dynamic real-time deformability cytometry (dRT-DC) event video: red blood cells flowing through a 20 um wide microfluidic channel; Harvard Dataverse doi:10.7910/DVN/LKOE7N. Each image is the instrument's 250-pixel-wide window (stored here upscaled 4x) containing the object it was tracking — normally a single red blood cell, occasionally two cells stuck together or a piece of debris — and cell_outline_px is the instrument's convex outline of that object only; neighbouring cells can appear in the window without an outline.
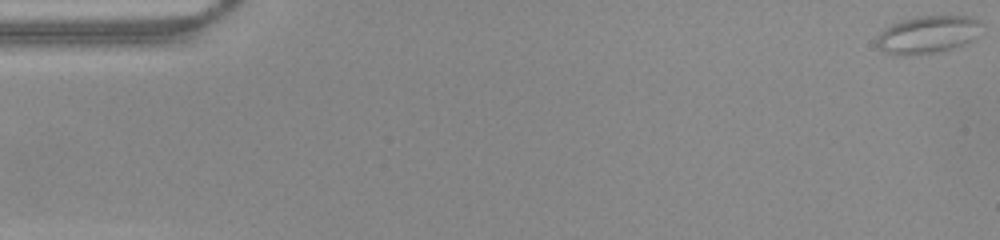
{"species": "common noctule bat (a hibernating species)", "species_latin": "Nyctalus noctula", "temperature_condition": "warm", "stored_images_in_passage": 52, "camera_frame_rate_fps": 3000, "um_per_image_px": 0.085, "animal": {"sex": "female", "body_mass_g": 22.0, "forearm_length_mm": 56.7}, "frame": {"image": 1, "passage_image": 1, "time_ms": 0.0, "image_size_px": [1000, 240], "cell_outline_px": [[984, 24], [980, 36], [968, 44], [936, 52], [916, 56], [892, 56], [884, 52], [876, 44], [876, 36], [884, 28], [892, 24], [916, 16], [968, 16], [980, 20]], "centroid_in_image_um": [78.9, 2.96], "position_along_channel_um": 6.1, "area_um2": 23.81}}
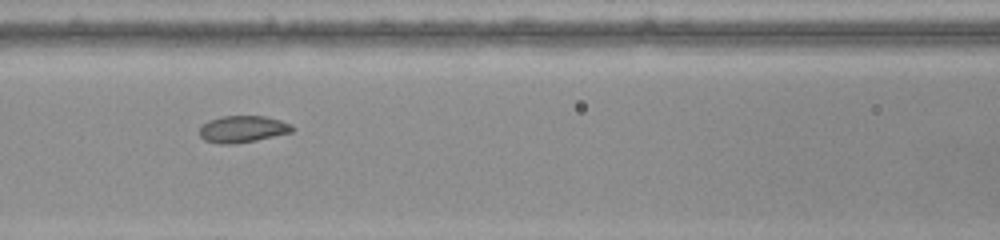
{"frame": {"image": 2, "passage_image": 23, "time_ms": 7.333, "image_size_px": [1000, 240], "cell_outline_px": [[296, 128], [292, 132], [256, 140], [236, 144], [220, 144], [204, 140], [200, 136], [200, 128], [208, 120], [220, 116], [264, 116], [280, 120], [292, 124]], "centroid_in_image_um": [20.64, 10.97], "position_along_channel_um": 146.0, "area_um2": 14.57}}
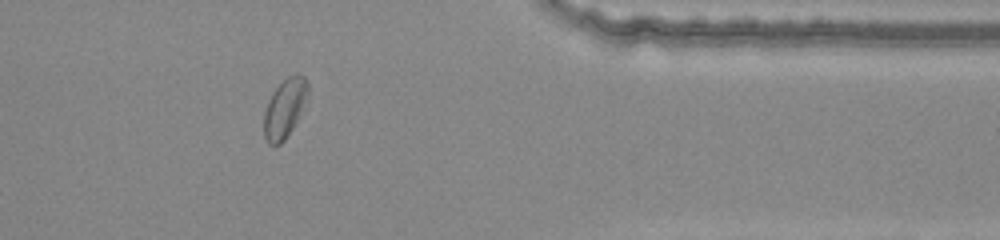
{"frame": {"image": 3, "passage_image": 43, "time_ms": 14.0, "image_size_px": [1000, 240], "cell_outline_px": [[308, 92], [300, 116], [284, 140], [280, 144], [268, 144], [264, 136], [264, 112], [268, 100], [272, 92], [288, 76], [296, 72], [304, 76], [308, 80]], "centroid_in_image_um": [24.2, 9.17], "position_along_channel_um": 387.2, "area_um2": 15.09}, "authors_computed_cell_mechanics": {"area_um2": 15.7216, "velocity_mm_per_s": 3.928, "shape_relaxation_time_tau1_ms": 4.7824, "shape_relaxation_time_tau2_ms": null, "deformation_change_tau1": 0.0955, "deformation_change_tau2": null}}